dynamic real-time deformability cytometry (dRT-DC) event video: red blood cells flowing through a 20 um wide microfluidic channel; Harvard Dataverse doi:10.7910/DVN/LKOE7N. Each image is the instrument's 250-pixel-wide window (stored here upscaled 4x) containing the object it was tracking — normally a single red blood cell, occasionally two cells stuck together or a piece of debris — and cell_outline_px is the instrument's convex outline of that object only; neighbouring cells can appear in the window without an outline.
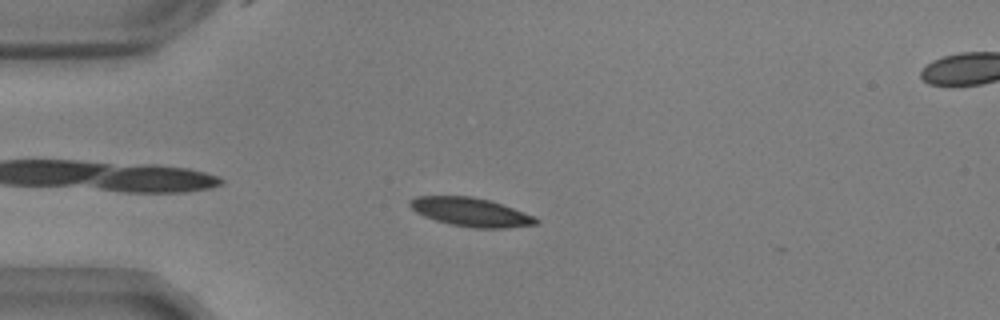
{"species": "common noctule bat (a hibernating species)", "species_latin": "Nyctalus noctula", "temperature_condition": "warm", "stored_images_in_passage": 45, "camera_frame_rate_fps": 3000, "um_per_image_px": 0.085, "animal": {"sex": "male", "body_mass_g": 17.9, "forearm_length_mm": 54.2}, "frame": {"image": 1, "passage_image": 6, "time_ms": 1.667, "image_size_px": [1000, 320], "cell_outline_px": [[540, 220], [536, 224], [508, 228], [472, 228], [448, 224], [424, 216], [416, 212], [408, 204], [408, 200], [416, 196], [472, 196], [488, 200], [536, 216]], "centroid_in_image_um": [40.01, 18.03], "position_along_channel_um": 45.0, "area_um2": 21.1}}
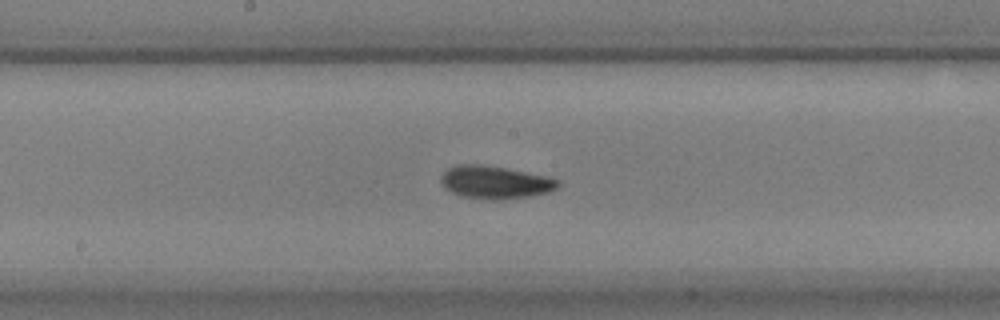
{"frame": {"image": 2, "passage_image": 21, "time_ms": 6.667, "image_size_px": [1000, 320], "cell_outline_px": [[560, 184], [556, 188], [548, 192], [528, 196], [500, 200], [492, 200], [464, 196], [452, 192], [444, 188], [440, 180], [440, 176], [448, 168], [456, 164], [484, 164], [548, 176], [560, 180]], "centroid_in_image_um": [42.07, 15.48], "position_along_channel_um": 206.1, "area_um2": 22.43}}
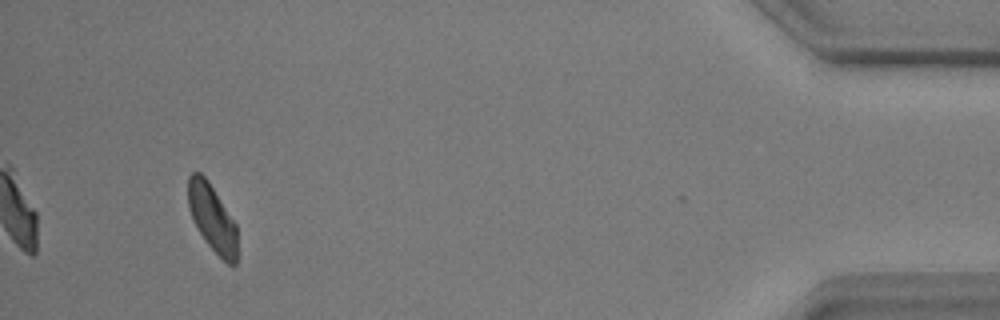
{"frame": {"image": 3, "passage_image": 44, "time_ms": 14.333, "image_size_px": [1000, 320], "cell_outline_px": [[236, 264], [232, 268], [208, 244], [200, 232], [188, 208], [188, 176], [192, 172], [200, 172], [208, 180], [236, 224]], "centroid_in_image_um": [18.03, 18.5], "position_along_channel_um": 417.2, "area_um2": 18.9}, "authors_computed_cell_mechanics": {"area_um2": 21.097, "velocity_mm_per_s": 3.6314, "shape_relaxation_time_tau1_ms": 2.4626, "shape_relaxation_time_tau2_ms": 3.3544, "deformation_change_tau1": 0.131, "deformation_change_tau2": 0.0867}}